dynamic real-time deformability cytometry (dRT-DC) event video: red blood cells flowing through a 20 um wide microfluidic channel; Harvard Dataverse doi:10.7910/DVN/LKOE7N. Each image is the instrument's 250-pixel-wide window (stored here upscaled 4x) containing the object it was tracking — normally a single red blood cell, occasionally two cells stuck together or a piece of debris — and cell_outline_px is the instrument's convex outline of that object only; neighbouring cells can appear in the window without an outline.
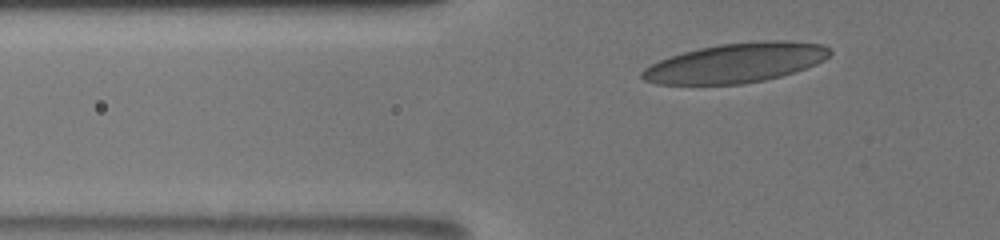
{"species": "human", "species_latin": "Homo sapiens", "temperature_condition": "room temperature", "stored_images_in_passage": 58, "camera_frame_rate_fps": 3000, "um_per_image_px": 0.085, "donor": {"sex": "male"}, "frame": {"image": 1, "passage_image": 2, "time_ms": 0.333, "image_size_px": [1000, 240], "cell_outline_px": [[832, 52], [824, 60], [816, 64], [796, 72], [764, 80], [744, 84], [656, 84], [644, 80], [640, 76], [640, 72], [644, 68], [660, 60], [684, 52], [700, 48], [720, 44], [764, 40], [788, 40], [820, 44], [828, 48]], "centroid_in_image_um": [62.56, 5.34], "position_along_channel_um": 63.2, "area_um2": 43.18}}
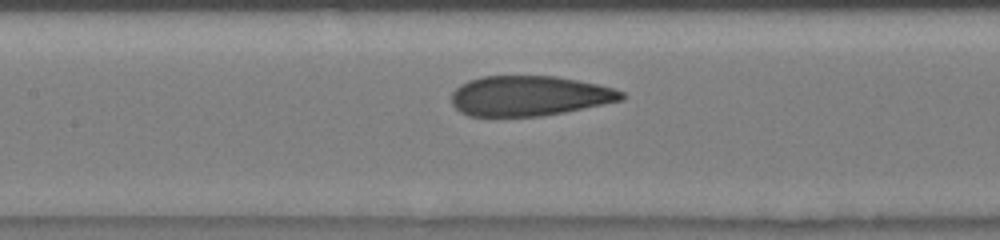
{"frame": {"image": 2, "passage_image": 23, "time_ms": 3.333, "image_size_px": [1000, 240], "cell_outline_px": [[624, 100], [564, 112], [540, 116], [468, 116], [460, 112], [452, 104], [452, 92], [460, 84], [468, 80], [480, 76], [556, 76], [616, 88], [624, 92]], "centroid_in_image_um": [44.98, 8.14], "position_along_channel_um": 162.4, "area_um2": 39.82}}
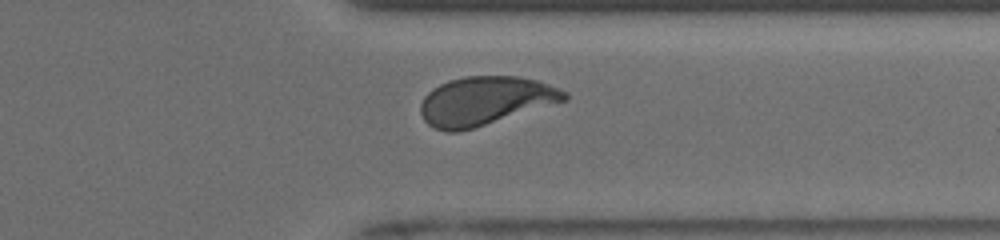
{"frame": {"image": 3, "passage_image": 53, "time_ms": 8.667, "image_size_px": [1000, 240], "cell_outline_px": [[568, 100], [460, 132], [448, 132], [432, 128], [424, 120], [420, 112], [420, 104], [424, 96], [432, 88], [448, 80], [464, 76], [520, 76], [536, 80], [548, 84], [568, 92]], "centroid_in_image_um": [41.22, 8.57], "position_along_channel_um": 370.2, "area_um2": 40.98}, "authors_computed_cell_mechanics": {"area_um2": 40.46, "velocity_mm_per_s": 3.8951, "shape_relaxation_time_tau1_ms": 3.8364, "shape_relaxation_time_tau2_ms": 0.7235, "deformation_change_tau1": 0.1628, "deformation_change_tau2": 0.0669}}